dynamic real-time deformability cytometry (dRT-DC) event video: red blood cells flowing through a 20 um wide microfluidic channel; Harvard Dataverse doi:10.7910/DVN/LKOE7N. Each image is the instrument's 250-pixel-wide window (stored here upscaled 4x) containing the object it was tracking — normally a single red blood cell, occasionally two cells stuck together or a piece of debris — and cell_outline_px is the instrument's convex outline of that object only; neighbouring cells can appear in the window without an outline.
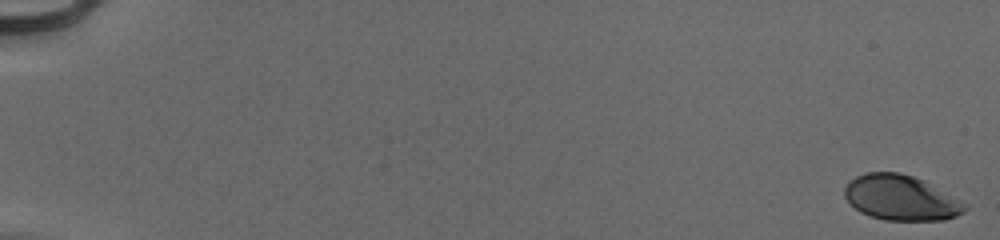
{"species": "human", "species_latin": "Homo sapiens", "temperature_condition": "cold", "stored_images_in_passage": 55, "camera_frame_rate_fps": 3000, "um_per_image_px": 0.085, "donor": {"sex": "male"}, "frame": {"image": 1, "passage_image": 1, "time_ms": 0.0, "image_size_px": [1000, 240], "cell_outline_px": [[968, 208], [964, 212], [956, 216], [944, 220], [884, 220], [868, 216], [860, 212], [844, 196], [844, 188], [856, 176], [868, 172], [900, 172], [924, 180], [968, 204]], "centroid_in_image_um": [76.6, 16.82], "position_along_channel_um": 8.4, "area_um2": 31.67}}
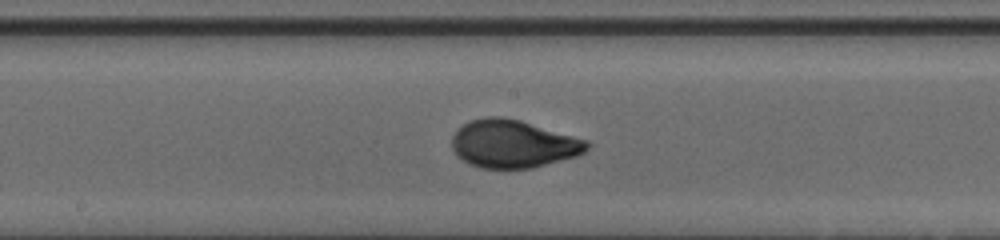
{"frame": {"image": 2, "passage_image": 32, "time_ms": 10.333, "image_size_px": [1000, 240], "cell_outline_px": [[592, 144], [584, 152], [576, 156], [532, 168], [480, 168], [468, 164], [456, 156], [452, 148], [452, 136], [468, 120], [484, 116], [504, 116], [520, 120], [588, 140]], "centroid_in_image_um": [43.6, 12.22], "position_along_channel_um": 204.6, "area_um2": 37.92}}
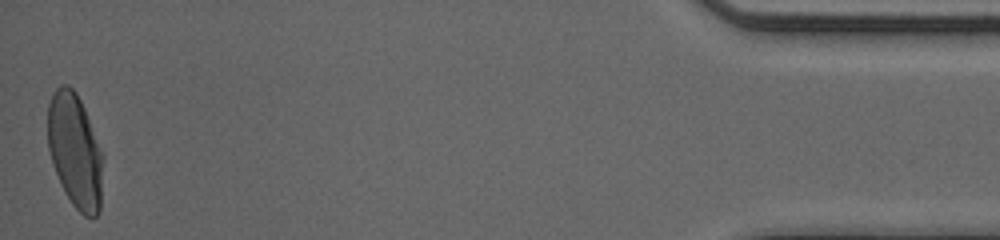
{"frame": {"image": 3, "passage_image": 55, "time_ms": 18.0, "image_size_px": [1000, 240], "cell_outline_px": [[104, 156], [100, 212], [96, 216], [84, 216], [72, 204], [64, 192], [60, 184], [52, 164], [48, 148], [48, 104], [56, 88], [60, 84], [68, 84], [76, 92], [84, 108], [104, 152]], "centroid_in_image_um": [6.4, 12.83], "position_along_channel_um": 428.8, "area_um2": 37.34}, "authors_computed_cell_mechanics": {"area_um2": 36.125, "velocity_mm_per_s": 3.9549, "shape_relaxation_time_tau1_ms": 3.5901, "shape_relaxation_time_tau2_ms": null, "deformation_change_tau1": 0.1807, "deformation_change_tau2": null}}